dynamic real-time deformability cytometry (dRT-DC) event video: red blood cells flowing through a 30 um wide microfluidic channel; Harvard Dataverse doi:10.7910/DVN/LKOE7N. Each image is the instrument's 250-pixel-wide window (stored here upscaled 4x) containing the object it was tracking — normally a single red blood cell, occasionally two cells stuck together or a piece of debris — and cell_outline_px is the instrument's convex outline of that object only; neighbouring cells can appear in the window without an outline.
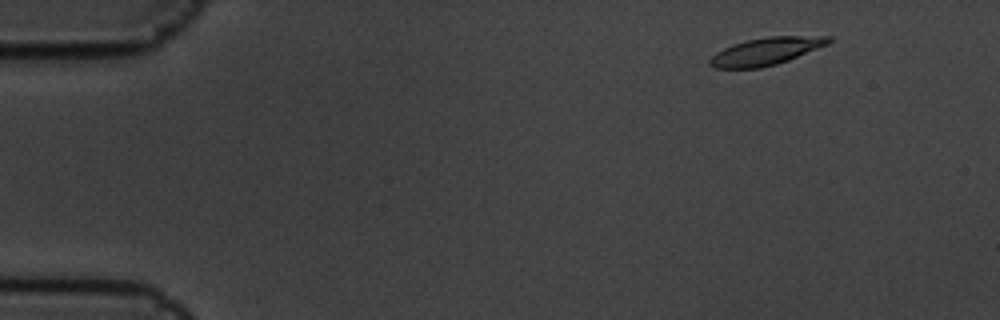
{"species": "common noctule bat (a hibernating species)", "species_latin": "Nyctalus noctula", "temperature_condition": "cold", "stored_images_in_passage": 9, "camera_frame_rate_fps": 3000, "um_per_image_px": 0.085, "animal": {"sex": "male", "body_mass_g": 19.5, "forearm_length_mm": 54.6}, "frame": {"image": 1, "passage_image": 1, "time_ms": 0.0, "image_size_px": [1000, 320], "cell_outline_px": [[832, 40], [828, 44], [788, 60], [776, 64], [760, 68], [712, 68], [708, 64], [708, 60], [716, 52], [724, 48], [748, 40], [768, 36], [832, 36]], "centroid_in_image_um": [65.1, 4.36], "position_along_channel_um": 19.9, "area_um2": 18.84}}
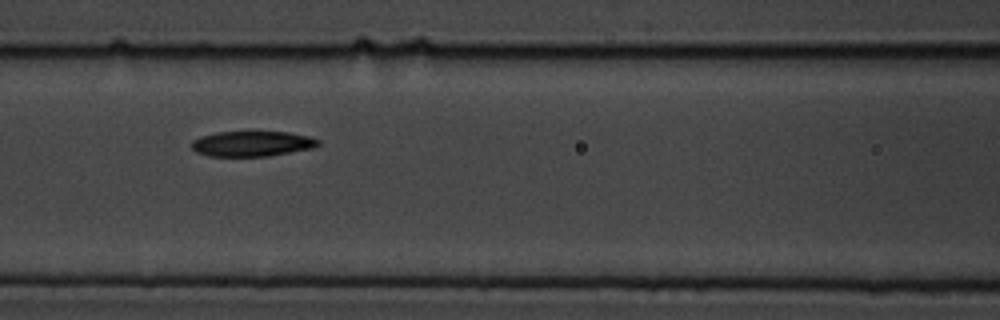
{"frame": {"image": 2, "passage_image": 7, "time_ms": 2.0, "image_size_px": [1000, 320], "cell_outline_px": [[320, 144], [312, 148], [268, 156], [208, 156], [196, 152], [192, 148], [192, 140], [200, 136], [216, 132], [248, 128], [252, 128], [288, 132], [308, 136], [320, 140]], "centroid_in_image_um": [21.4, 12.15], "position_along_channel_um": 145.2, "area_um2": 19.71}}
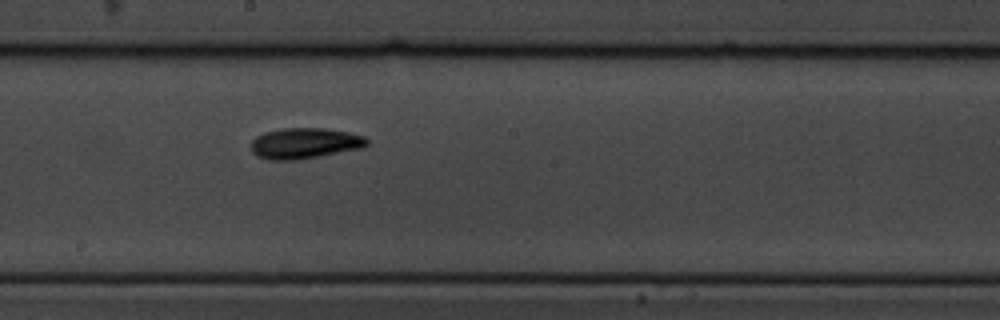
{"frame": {"image": 3, "passage_image": 9, "time_ms": 2.667, "image_size_px": [1000, 320], "cell_outline_px": [[368, 144], [360, 148], [316, 156], [292, 160], [268, 160], [256, 156], [252, 152], [252, 140], [256, 136], [264, 132], [284, 128], [324, 128], [348, 132], [364, 136], [368, 140]], "centroid_in_image_um": [25.86, 12.17], "position_along_channel_um": 222.3, "area_um2": 20.52}}